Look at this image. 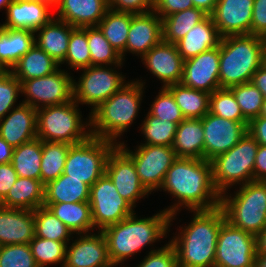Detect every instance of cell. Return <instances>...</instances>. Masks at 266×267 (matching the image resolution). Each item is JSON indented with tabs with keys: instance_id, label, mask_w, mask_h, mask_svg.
Listing matches in <instances>:
<instances>
[{
	"instance_id": "94428289",
	"label": "cell",
	"mask_w": 266,
	"mask_h": 267,
	"mask_svg": "<svg viewBox=\"0 0 266 267\" xmlns=\"http://www.w3.org/2000/svg\"><path fill=\"white\" fill-rule=\"evenodd\" d=\"M256 254H266V229L256 235Z\"/></svg>"
},
{
	"instance_id": "db71d44e",
	"label": "cell",
	"mask_w": 266,
	"mask_h": 267,
	"mask_svg": "<svg viewBox=\"0 0 266 267\" xmlns=\"http://www.w3.org/2000/svg\"><path fill=\"white\" fill-rule=\"evenodd\" d=\"M18 178L12 163L0 164V202L7 196Z\"/></svg>"
},
{
	"instance_id": "4fadbf2b",
	"label": "cell",
	"mask_w": 266,
	"mask_h": 267,
	"mask_svg": "<svg viewBox=\"0 0 266 267\" xmlns=\"http://www.w3.org/2000/svg\"><path fill=\"white\" fill-rule=\"evenodd\" d=\"M61 67L53 74L25 80L21 83L24 104L39 109L61 105L73 100V77Z\"/></svg>"
},
{
	"instance_id": "6da1fadb",
	"label": "cell",
	"mask_w": 266,
	"mask_h": 267,
	"mask_svg": "<svg viewBox=\"0 0 266 267\" xmlns=\"http://www.w3.org/2000/svg\"><path fill=\"white\" fill-rule=\"evenodd\" d=\"M162 189L178 199L164 208L170 214V222L182 207L190 211L220 206L221 195L213 184L211 161L205 159L177 158L166 173Z\"/></svg>"
},
{
	"instance_id": "be15d7a7",
	"label": "cell",
	"mask_w": 266,
	"mask_h": 267,
	"mask_svg": "<svg viewBox=\"0 0 266 267\" xmlns=\"http://www.w3.org/2000/svg\"><path fill=\"white\" fill-rule=\"evenodd\" d=\"M13 0H0V10L2 8L6 9L7 10V7L10 5V3L12 2Z\"/></svg>"
},
{
	"instance_id": "ee69618b",
	"label": "cell",
	"mask_w": 266,
	"mask_h": 267,
	"mask_svg": "<svg viewBox=\"0 0 266 267\" xmlns=\"http://www.w3.org/2000/svg\"><path fill=\"white\" fill-rule=\"evenodd\" d=\"M209 113L236 122H249L229 88H220L210 94Z\"/></svg>"
},
{
	"instance_id": "f907efd6",
	"label": "cell",
	"mask_w": 266,
	"mask_h": 267,
	"mask_svg": "<svg viewBox=\"0 0 266 267\" xmlns=\"http://www.w3.org/2000/svg\"><path fill=\"white\" fill-rule=\"evenodd\" d=\"M109 9L116 12L142 14L153 11L154 0H107Z\"/></svg>"
},
{
	"instance_id": "f1b7e54d",
	"label": "cell",
	"mask_w": 266,
	"mask_h": 267,
	"mask_svg": "<svg viewBox=\"0 0 266 267\" xmlns=\"http://www.w3.org/2000/svg\"><path fill=\"white\" fill-rule=\"evenodd\" d=\"M172 148L178 158L204 159L202 120L184 119L178 124Z\"/></svg>"
},
{
	"instance_id": "8fae6325",
	"label": "cell",
	"mask_w": 266,
	"mask_h": 267,
	"mask_svg": "<svg viewBox=\"0 0 266 267\" xmlns=\"http://www.w3.org/2000/svg\"><path fill=\"white\" fill-rule=\"evenodd\" d=\"M117 145L133 160L140 183L150 194L160 190L167 171L178 158L169 146L140 144L134 152L123 141Z\"/></svg>"
},
{
	"instance_id": "f35d334b",
	"label": "cell",
	"mask_w": 266,
	"mask_h": 267,
	"mask_svg": "<svg viewBox=\"0 0 266 267\" xmlns=\"http://www.w3.org/2000/svg\"><path fill=\"white\" fill-rule=\"evenodd\" d=\"M70 146L62 142L42 141L41 182L44 185L63 174Z\"/></svg>"
},
{
	"instance_id": "52a82bcc",
	"label": "cell",
	"mask_w": 266,
	"mask_h": 267,
	"mask_svg": "<svg viewBox=\"0 0 266 267\" xmlns=\"http://www.w3.org/2000/svg\"><path fill=\"white\" fill-rule=\"evenodd\" d=\"M221 195L220 206L234 227L256 236L266 227V186L251 181L239 186L235 194Z\"/></svg>"
},
{
	"instance_id": "2e32d148",
	"label": "cell",
	"mask_w": 266,
	"mask_h": 267,
	"mask_svg": "<svg viewBox=\"0 0 266 267\" xmlns=\"http://www.w3.org/2000/svg\"><path fill=\"white\" fill-rule=\"evenodd\" d=\"M105 173L114 183L120 196L133 208L138 200L150 194L140 183L133 160L118 145L107 157Z\"/></svg>"
},
{
	"instance_id": "74e56055",
	"label": "cell",
	"mask_w": 266,
	"mask_h": 267,
	"mask_svg": "<svg viewBox=\"0 0 266 267\" xmlns=\"http://www.w3.org/2000/svg\"><path fill=\"white\" fill-rule=\"evenodd\" d=\"M87 41L93 66H113L122 68L121 54L114 49L98 26L87 27ZM122 65V66H121Z\"/></svg>"
},
{
	"instance_id": "9c48e42d",
	"label": "cell",
	"mask_w": 266,
	"mask_h": 267,
	"mask_svg": "<svg viewBox=\"0 0 266 267\" xmlns=\"http://www.w3.org/2000/svg\"><path fill=\"white\" fill-rule=\"evenodd\" d=\"M116 145L111 140L94 136L71 145L63 174L80 179L91 187L105 173L107 157Z\"/></svg>"
},
{
	"instance_id": "484cf974",
	"label": "cell",
	"mask_w": 266,
	"mask_h": 267,
	"mask_svg": "<svg viewBox=\"0 0 266 267\" xmlns=\"http://www.w3.org/2000/svg\"><path fill=\"white\" fill-rule=\"evenodd\" d=\"M74 27L54 16L34 34V42L53 58L61 67L68 49L71 30Z\"/></svg>"
},
{
	"instance_id": "3957f363",
	"label": "cell",
	"mask_w": 266,
	"mask_h": 267,
	"mask_svg": "<svg viewBox=\"0 0 266 267\" xmlns=\"http://www.w3.org/2000/svg\"><path fill=\"white\" fill-rule=\"evenodd\" d=\"M135 213L102 230L114 267L122 265L145 246L166 238L170 231V214L165 210L147 218H139Z\"/></svg>"
},
{
	"instance_id": "ba28073f",
	"label": "cell",
	"mask_w": 266,
	"mask_h": 267,
	"mask_svg": "<svg viewBox=\"0 0 266 267\" xmlns=\"http://www.w3.org/2000/svg\"><path fill=\"white\" fill-rule=\"evenodd\" d=\"M258 146L256 140L247 133L229 151L211 160L213 184L220 195L236 184L241 186L254 181Z\"/></svg>"
},
{
	"instance_id": "4dcf8cb0",
	"label": "cell",
	"mask_w": 266,
	"mask_h": 267,
	"mask_svg": "<svg viewBox=\"0 0 266 267\" xmlns=\"http://www.w3.org/2000/svg\"><path fill=\"white\" fill-rule=\"evenodd\" d=\"M60 65L35 43L10 70L22 83L25 80L53 74Z\"/></svg>"
},
{
	"instance_id": "e0dca14e",
	"label": "cell",
	"mask_w": 266,
	"mask_h": 267,
	"mask_svg": "<svg viewBox=\"0 0 266 267\" xmlns=\"http://www.w3.org/2000/svg\"><path fill=\"white\" fill-rule=\"evenodd\" d=\"M220 45L184 60L181 84L211 94L220 89Z\"/></svg>"
},
{
	"instance_id": "83f0119b",
	"label": "cell",
	"mask_w": 266,
	"mask_h": 267,
	"mask_svg": "<svg viewBox=\"0 0 266 267\" xmlns=\"http://www.w3.org/2000/svg\"><path fill=\"white\" fill-rule=\"evenodd\" d=\"M34 32L0 26V65L10 71L34 45Z\"/></svg>"
},
{
	"instance_id": "8d00e7d4",
	"label": "cell",
	"mask_w": 266,
	"mask_h": 267,
	"mask_svg": "<svg viewBox=\"0 0 266 267\" xmlns=\"http://www.w3.org/2000/svg\"><path fill=\"white\" fill-rule=\"evenodd\" d=\"M208 15L195 7L175 12L162 19L163 41L176 44Z\"/></svg>"
},
{
	"instance_id": "d4e9b609",
	"label": "cell",
	"mask_w": 266,
	"mask_h": 267,
	"mask_svg": "<svg viewBox=\"0 0 266 267\" xmlns=\"http://www.w3.org/2000/svg\"><path fill=\"white\" fill-rule=\"evenodd\" d=\"M35 237L34 211L0 206V246L29 244Z\"/></svg>"
},
{
	"instance_id": "30bf717a",
	"label": "cell",
	"mask_w": 266,
	"mask_h": 267,
	"mask_svg": "<svg viewBox=\"0 0 266 267\" xmlns=\"http://www.w3.org/2000/svg\"><path fill=\"white\" fill-rule=\"evenodd\" d=\"M78 82L73 79V100L90 105V114L104 101L120 90L127 82L125 76L109 66H93L81 69Z\"/></svg>"
},
{
	"instance_id": "f5cc1de1",
	"label": "cell",
	"mask_w": 266,
	"mask_h": 267,
	"mask_svg": "<svg viewBox=\"0 0 266 267\" xmlns=\"http://www.w3.org/2000/svg\"><path fill=\"white\" fill-rule=\"evenodd\" d=\"M251 35L266 36V0H254Z\"/></svg>"
},
{
	"instance_id": "681fc988",
	"label": "cell",
	"mask_w": 266,
	"mask_h": 267,
	"mask_svg": "<svg viewBox=\"0 0 266 267\" xmlns=\"http://www.w3.org/2000/svg\"><path fill=\"white\" fill-rule=\"evenodd\" d=\"M136 267H178L176 251L168 241L159 249H150L148 255Z\"/></svg>"
},
{
	"instance_id": "ab89813d",
	"label": "cell",
	"mask_w": 266,
	"mask_h": 267,
	"mask_svg": "<svg viewBox=\"0 0 266 267\" xmlns=\"http://www.w3.org/2000/svg\"><path fill=\"white\" fill-rule=\"evenodd\" d=\"M34 222L36 237L64 242L66 245L74 238L72 231L45 206L34 210Z\"/></svg>"
},
{
	"instance_id": "ac0fdd59",
	"label": "cell",
	"mask_w": 266,
	"mask_h": 267,
	"mask_svg": "<svg viewBox=\"0 0 266 267\" xmlns=\"http://www.w3.org/2000/svg\"><path fill=\"white\" fill-rule=\"evenodd\" d=\"M76 234L72 244L66 246L63 267H114L108 255L107 242L102 231Z\"/></svg>"
},
{
	"instance_id": "4316f807",
	"label": "cell",
	"mask_w": 266,
	"mask_h": 267,
	"mask_svg": "<svg viewBox=\"0 0 266 267\" xmlns=\"http://www.w3.org/2000/svg\"><path fill=\"white\" fill-rule=\"evenodd\" d=\"M222 36L214 24L212 16L191 28L188 33L176 43L181 57L186 60L204 51L220 45Z\"/></svg>"
},
{
	"instance_id": "ffe728a7",
	"label": "cell",
	"mask_w": 266,
	"mask_h": 267,
	"mask_svg": "<svg viewBox=\"0 0 266 267\" xmlns=\"http://www.w3.org/2000/svg\"><path fill=\"white\" fill-rule=\"evenodd\" d=\"M254 0H218L212 19L219 34L251 35Z\"/></svg>"
},
{
	"instance_id": "1f68e13d",
	"label": "cell",
	"mask_w": 266,
	"mask_h": 267,
	"mask_svg": "<svg viewBox=\"0 0 266 267\" xmlns=\"http://www.w3.org/2000/svg\"><path fill=\"white\" fill-rule=\"evenodd\" d=\"M75 234L91 233L94 228L89 201L76 203H44Z\"/></svg>"
},
{
	"instance_id": "44dd1931",
	"label": "cell",
	"mask_w": 266,
	"mask_h": 267,
	"mask_svg": "<svg viewBox=\"0 0 266 267\" xmlns=\"http://www.w3.org/2000/svg\"><path fill=\"white\" fill-rule=\"evenodd\" d=\"M163 40L162 18L154 11L132 14L126 53L145 55L152 47Z\"/></svg>"
},
{
	"instance_id": "91938a15",
	"label": "cell",
	"mask_w": 266,
	"mask_h": 267,
	"mask_svg": "<svg viewBox=\"0 0 266 267\" xmlns=\"http://www.w3.org/2000/svg\"><path fill=\"white\" fill-rule=\"evenodd\" d=\"M218 0H192L195 8L202 10L208 16H211L215 10Z\"/></svg>"
},
{
	"instance_id": "c3c4849f",
	"label": "cell",
	"mask_w": 266,
	"mask_h": 267,
	"mask_svg": "<svg viewBox=\"0 0 266 267\" xmlns=\"http://www.w3.org/2000/svg\"><path fill=\"white\" fill-rule=\"evenodd\" d=\"M21 93V82L12 74L5 71L0 75V120L15 108ZM15 105V106H14Z\"/></svg>"
},
{
	"instance_id": "7dc6e473",
	"label": "cell",
	"mask_w": 266,
	"mask_h": 267,
	"mask_svg": "<svg viewBox=\"0 0 266 267\" xmlns=\"http://www.w3.org/2000/svg\"><path fill=\"white\" fill-rule=\"evenodd\" d=\"M0 267H39L30 244L0 246Z\"/></svg>"
},
{
	"instance_id": "60d3db41",
	"label": "cell",
	"mask_w": 266,
	"mask_h": 267,
	"mask_svg": "<svg viewBox=\"0 0 266 267\" xmlns=\"http://www.w3.org/2000/svg\"><path fill=\"white\" fill-rule=\"evenodd\" d=\"M140 126V131L145 137V143L140 144L173 146L178 126L176 123L161 120L148 112Z\"/></svg>"
},
{
	"instance_id": "a7ac6f4b",
	"label": "cell",
	"mask_w": 266,
	"mask_h": 267,
	"mask_svg": "<svg viewBox=\"0 0 266 267\" xmlns=\"http://www.w3.org/2000/svg\"><path fill=\"white\" fill-rule=\"evenodd\" d=\"M6 70L0 65V75L4 73Z\"/></svg>"
},
{
	"instance_id": "6125c7cd",
	"label": "cell",
	"mask_w": 266,
	"mask_h": 267,
	"mask_svg": "<svg viewBox=\"0 0 266 267\" xmlns=\"http://www.w3.org/2000/svg\"><path fill=\"white\" fill-rule=\"evenodd\" d=\"M254 267H266V254H256Z\"/></svg>"
},
{
	"instance_id": "cb8c5ba5",
	"label": "cell",
	"mask_w": 266,
	"mask_h": 267,
	"mask_svg": "<svg viewBox=\"0 0 266 267\" xmlns=\"http://www.w3.org/2000/svg\"><path fill=\"white\" fill-rule=\"evenodd\" d=\"M56 18L74 28L97 26L109 10L107 0H56Z\"/></svg>"
},
{
	"instance_id": "89a4df30",
	"label": "cell",
	"mask_w": 266,
	"mask_h": 267,
	"mask_svg": "<svg viewBox=\"0 0 266 267\" xmlns=\"http://www.w3.org/2000/svg\"><path fill=\"white\" fill-rule=\"evenodd\" d=\"M261 182L266 186V177L262 179Z\"/></svg>"
},
{
	"instance_id": "7bdbcfd3",
	"label": "cell",
	"mask_w": 266,
	"mask_h": 267,
	"mask_svg": "<svg viewBox=\"0 0 266 267\" xmlns=\"http://www.w3.org/2000/svg\"><path fill=\"white\" fill-rule=\"evenodd\" d=\"M32 255L39 267L60 264L64 266L66 256V244L64 242L53 241L45 238L34 237L29 243Z\"/></svg>"
},
{
	"instance_id": "816d5d0a",
	"label": "cell",
	"mask_w": 266,
	"mask_h": 267,
	"mask_svg": "<svg viewBox=\"0 0 266 267\" xmlns=\"http://www.w3.org/2000/svg\"><path fill=\"white\" fill-rule=\"evenodd\" d=\"M192 0H154L153 11L162 19L175 12L193 8Z\"/></svg>"
},
{
	"instance_id": "bcb514c9",
	"label": "cell",
	"mask_w": 266,
	"mask_h": 267,
	"mask_svg": "<svg viewBox=\"0 0 266 267\" xmlns=\"http://www.w3.org/2000/svg\"><path fill=\"white\" fill-rule=\"evenodd\" d=\"M149 113L161 120L173 122L177 125L185 119L172 93L166 87H162L159 90L158 95H156L151 104Z\"/></svg>"
},
{
	"instance_id": "f6af8a7d",
	"label": "cell",
	"mask_w": 266,
	"mask_h": 267,
	"mask_svg": "<svg viewBox=\"0 0 266 267\" xmlns=\"http://www.w3.org/2000/svg\"><path fill=\"white\" fill-rule=\"evenodd\" d=\"M229 89L233 92L243 116L248 121L259 117L264 98L252 82L235 85Z\"/></svg>"
},
{
	"instance_id": "836d02e7",
	"label": "cell",
	"mask_w": 266,
	"mask_h": 267,
	"mask_svg": "<svg viewBox=\"0 0 266 267\" xmlns=\"http://www.w3.org/2000/svg\"><path fill=\"white\" fill-rule=\"evenodd\" d=\"M181 109L185 119H201L209 112L210 94L181 83L166 87Z\"/></svg>"
},
{
	"instance_id": "7c38bea8",
	"label": "cell",
	"mask_w": 266,
	"mask_h": 267,
	"mask_svg": "<svg viewBox=\"0 0 266 267\" xmlns=\"http://www.w3.org/2000/svg\"><path fill=\"white\" fill-rule=\"evenodd\" d=\"M89 204L94 228L98 231L122 221L135 212L134 208L120 196L106 173L90 187Z\"/></svg>"
},
{
	"instance_id": "9a60e30c",
	"label": "cell",
	"mask_w": 266,
	"mask_h": 267,
	"mask_svg": "<svg viewBox=\"0 0 266 267\" xmlns=\"http://www.w3.org/2000/svg\"><path fill=\"white\" fill-rule=\"evenodd\" d=\"M204 131V159L213 160L229 151L248 133V122H236L211 113L201 118Z\"/></svg>"
},
{
	"instance_id": "b9f144b4",
	"label": "cell",
	"mask_w": 266,
	"mask_h": 267,
	"mask_svg": "<svg viewBox=\"0 0 266 267\" xmlns=\"http://www.w3.org/2000/svg\"><path fill=\"white\" fill-rule=\"evenodd\" d=\"M64 64L69 69L80 70L91 66V55L87 41V27L73 28L69 39Z\"/></svg>"
},
{
	"instance_id": "6f0895ef",
	"label": "cell",
	"mask_w": 266,
	"mask_h": 267,
	"mask_svg": "<svg viewBox=\"0 0 266 267\" xmlns=\"http://www.w3.org/2000/svg\"><path fill=\"white\" fill-rule=\"evenodd\" d=\"M251 82L262 93L263 98L266 99V65L264 63L253 74Z\"/></svg>"
},
{
	"instance_id": "d590c367",
	"label": "cell",
	"mask_w": 266,
	"mask_h": 267,
	"mask_svg": "<svg viewBox=\"0 0 266 267\" xmlns=\"http://www.w3.org/2000/svg\"><path fill=\"white\" fill-rule=\"evenodd\" d=\"M132 13L116 12L109 9L97 25L111 46L116 49L125 61L126 43Z\"/></svg>"
},
{
	"instance_id": "e575fe53",
	"label": "cell",
	"mask_w": 266,
	"mask_h": 267,
	"mask_svg": "<svg viewBox=\"0 0 266 267\" xmlns=\"http://www.w3.org/2000/svg\"><path fill=\"white\" fill-rule=\"evenodd\" d=\"M42 141L30 140L14 148L12 165L19 177L41 180Z\"/></svg>"
},
{
	"instance_id": "003e7915",
	"label": "cell",
	"mask_w": 266,
	"mask_h": 267,
	"mask_svg": "<svg viewBox=\"0 0 266 267\" xmlns=\"http://www.w3.org/2000/svg\"><path fill=\"white\" fill-rule=\"evenodd\" d=\"M29 1H40V2H46V3H55L56 0H29Z\"/></svg>"
},
{
	"instance_id": "5bb4252c",
	"label": "cell",
	"mask_w": 266,
	"mask_h": 267,
	"mask_svg": "<svg viewBox=\"0 0 266 267\" xmlns=\"http://www.w3.org/2000/svg\"><path fill=\"white\" fill-rule=\"evenodd\" d=\"M255 255L256 236L226 220L218 233L214 267H254Z\"/></svg>"
},
{
	"instance_id": "277c9868",
	"label": "cell",
	"mask_w": 266,
	"mask_h": 267,
	"mask_svg": "<svg viewBox=\"0 0 266 267\" xmlns=\"http://www.w3.org/2000/svg\"><path fill=\"white\" fill-rule=\"evenodd\" d=\"M145 80H130L90 114L91 136L118 144L140 110Z\"/></svg>"
},
{
	"instance_id": "5b68a950",
	"label": "cell",
	"mask_w": 266,
	"mask_h": 267,
	"mask_svg": "<svg viewBox=\"0 0 266 267\" xmlns=\"http://www.w3.org/2000/svg\"><path fill=\"white\" fill-rule=\"evenodd\" d=\"M264 63L263 37L229 35L220 42V88L251 82L253 74Z\"/></svg>"
},
{
	"instance_id": "d6a6232c",
	"label": "cell",
	"mask_w": 266,
	"mask_h": 267,
	"mask_svg": "<svg viewBox=\"0 0 266 267\" xmlns=\"http://www.w3.org/2000/svg\"><path fill=\"white\" fill-rule=\"evenodd\" d=\"M90 199V187L80 179L61 174L48 182L44 189V203H76Z\"/></svg>"
},
{
	"instance_id": "03108f58",
	"label": "cell",
	"mask_w": 266,
	"mask_h": 267,
	"mask_svg": "<svg viewBox=\"0 0 266 267\" xmlns=\"http://www.w3.org/2000/svg\"><path fill=\"white\" fill-rule=\"evenodd\" d=\"M259 116L266 117V99L263 100V105Z\"/></svg>"
},
{
	"instance_id": "603a6c76",
	"label": "cell",
	"mask_w": 266,
	"mask_h": 267,
	"mask_svg": "<svg viewBox=\"0 0 266 267\" xmlns=\"http://www.w3.org/2000/svg\"><path fill=\"white\" fill-rule=\"evenodd\" d=\"M0 136L13 148L37 138V109L19 103L0 120Z\"/></svg>"
},
{
	"instance_id": "11a10c76",
	"label": "cell",
	"mask_w": 266,
	"mask_h": 267,
	"mask_svg": "<svg viewBox=\"0 0 266 267\" xmlns=\"http://www.w3.org/2000/svg\"><path fill=\"white\" fill-rule=\"evenodd\" d=\"M248 133L260 145H266V117H256L248 122Z\"/></svg>"
},
{
	"instance_id": "680465c9",
	"label": "cell",
	"mask_w": 266,
	"mask_h": 267,
	"mask_svg": "<svg viewBox=\"0 0 266 267\" xmlns=\"http://www.w3.org/2000/svg\"><path fill=\"white\" fill-rule=\"evenodd\" d=\"M13 151H14V148L10 146L0 136V164H6L12 161Z\"/></svg>"
},
{
	"instance_id": "8992f818",
	"label": "cell",
	"mask_w": 266,
	"mask_h": 267,
	"mask_svg": "<svg viewBox=\"0 0 266 267\" xmlns=\"http://www.w3.org/2000/svg\"><path fill=\"white\" fill-rule=\"evenodd\" d=\"M78 105L72 100L37 109V138L70 145L87 140L91 136L90 116L83 121Z\"/></svg>"
},
{
	"instance_id": "f546056e",
	"label": "cell",
	"mask_w": 266,
	"mask_h": 267,
	"mask_svg": "<svg viewBox=\"0 0 266 267\" xmlns=\"http://www.w3.org/2000/svg\"><path fill=\"white\" fill-rule=\"evenodd\" d=\"M44 189L45 185L41 180L18 176L0 206L34 211L44 204Z\"/></svg>"
},
{
	"instance_id": "7402d4cb",
	"label": "cell",
	"mask_w": 266,
	"mask_h": 267,
	"mask_svg": "<svg viewBox=\"0 0 266 267\" xmlns=\"http://www.w3.org/2000/svg\"><path fill=\"white\" fill-rule=\"evenodd\" d=\"M54 6L55 3L13 0L5 10L6 20L0 26L36 32L55 16L50 13L51 9L54 10Z\"/></svg>"
},
{
	"instance_id": "7a4b0ae2",
	"label": "cell",
	"mask_w": 266,
	"mask_h": 267,
	"mask_svg": "<svg viewBox=\"0 0 266 267\" xmlns=\"http://www.w3.org/2000/svg\"><path fill=\"white\" fill-rule=\"evenodd\" d=\"M190 212L193 219L179 227V234L169 240L176 251L178 267H214L218 233L226 221L224 211L218 206Z\"/></svg>"
},
{
	"instance_id": "9f6ffc18",
	"label": "cell",
	"mask_w": 266,
	"mask_h": 267,
	"mask_svg": "<svg viewBox=\"0 0 266 267\" xmlns=\"http://www.w3.org/2000/svg\"><path fill=\"white\" fill-rule=\"evenodd\" d=\"M265 177H266V145L259 144L254 164V181H261Z\"/></svg>"
},
{
	"instance_id": "e7e4bbea",
	"label": "cell",
	"mask_w": 266,
	"mask_h": 267,
	"mask_svg": "<svg viewBox=\"0 0 266 267\" xmlns=\"http://www.w3.org/2000/svg\"><path fill=\"white\" fill-rule=\"evenodd\" d=\"M263 58L264 64L266 65V36L263 37Z\"/></svg>"
},
{
	"instance_id": "d6986e66",
	"label": "cell",
	"mask_w": 266,
	"mask_h": 267,
	"mask_svg": "<svg viewBox=\"0 0 266 267\" xmlns=\"http://www.w3.org/2000/svg\"><path fill=\"white\" fill-rule=\"evenodd\" d=\"M141 62L151 74L162 81V87L178 84L182 80L184 59L176 44L162 40L141 57Z\"/></svg>"
}]
</instances>
